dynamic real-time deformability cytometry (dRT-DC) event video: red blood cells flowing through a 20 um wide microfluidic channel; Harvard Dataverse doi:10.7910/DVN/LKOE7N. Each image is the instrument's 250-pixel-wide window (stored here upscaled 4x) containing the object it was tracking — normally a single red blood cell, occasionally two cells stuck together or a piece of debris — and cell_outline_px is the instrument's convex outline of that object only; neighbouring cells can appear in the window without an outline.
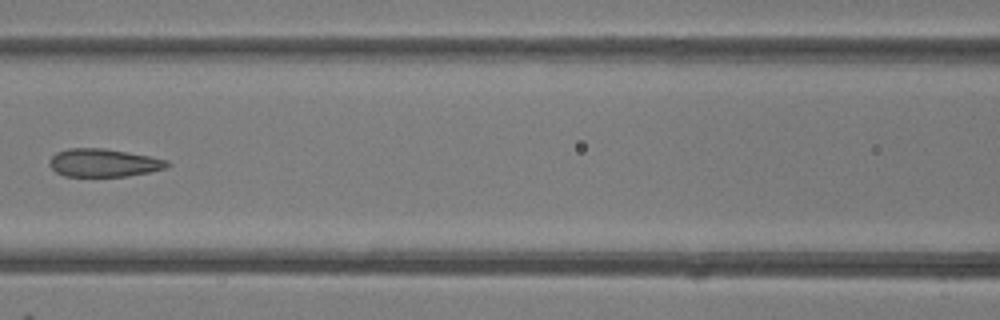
{"species": "common noctule bat (a hibernating species)", "species_latin": "Nyctalus noctula", "temperature_condition": "room temperature", "stored_images_in_passage": 7, "camera_frame_rate_fps": 3000, "um_per_image_px": 0.085, "animal": {"sex": "female"}, "frame": {"image": 1, "passage_image": 7, "time_ms": 7.667, "image_size_px": [1000, 320], "cell_outline_px": [[168, 164], [164, 168], [148, 172], [128, 176], [64, 176], [56, 172], [48, 164], [48, 160], [56, 152], [68, 148], [104, 148], [148, 156], [168, 160]], "centroid_in_image_um": [8.74, 13.83], "position_along_channel_um": 157.9, "area_um2": 19.07}}